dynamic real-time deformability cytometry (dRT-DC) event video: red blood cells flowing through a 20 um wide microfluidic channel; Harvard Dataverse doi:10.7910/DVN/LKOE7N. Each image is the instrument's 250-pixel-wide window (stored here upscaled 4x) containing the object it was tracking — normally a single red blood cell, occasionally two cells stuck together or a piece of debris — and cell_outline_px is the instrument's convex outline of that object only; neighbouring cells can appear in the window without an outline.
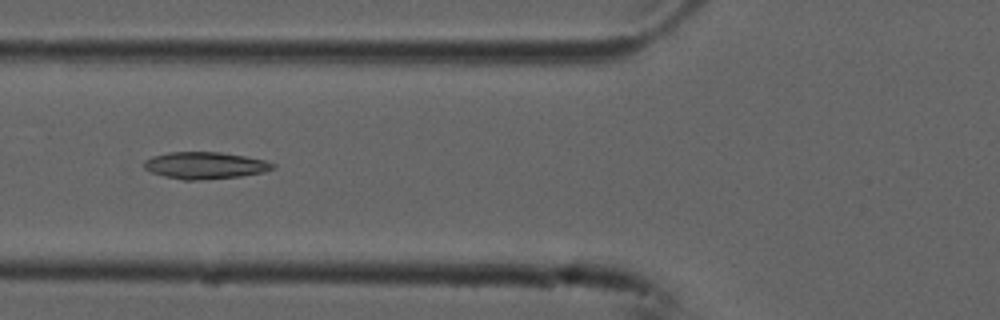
{"species": "common noctule bat (a hibernating species)", "species_latin": "Nyctalus noctula", "temperature_condition": "cold", "stored_images_in_passage": 5, "camera_frame_rate_fps": 3000, "um_per_image_px": 0.085, "animal": {"sex": "male", "forearm_length_mm": 52.5}, "frame": {"image": 1, "passage_image": 5, "time_ms": 1.333, "image_size_px": [1000, 320], "cell_outline_px": [[276, 168], [264, 172], [240, 176], [192, 180], [184, 180], [164, 176], [152, 172], [144, 168], [144, 160], [152, 156], [168, 152], [220, 152], [244, 156], [264, 160], [276, 164]], "centroid_in_image_um": [17.43, 14.05], "position_along_channel_um": 108.4, "area_um2": 20.06}}